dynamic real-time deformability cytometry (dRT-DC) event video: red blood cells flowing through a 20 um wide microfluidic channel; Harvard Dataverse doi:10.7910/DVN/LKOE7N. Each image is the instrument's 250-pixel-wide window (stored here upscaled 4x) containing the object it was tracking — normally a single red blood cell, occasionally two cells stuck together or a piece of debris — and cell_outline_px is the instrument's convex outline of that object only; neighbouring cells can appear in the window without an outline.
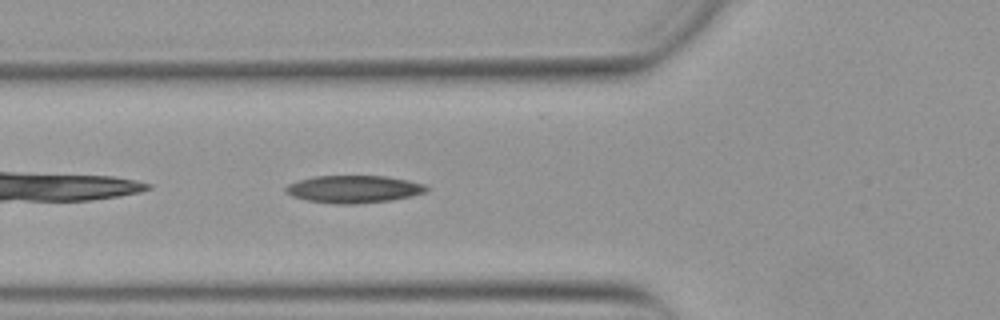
{"species": "Egyptian fruit bat (a non-hibernating species)", "species_latin": "Rousettus aegyptiacus", "temperature_condition": "warm", "stored_images_in_passage": 37, "camera_frame_rate_fps": 3000, "um_per_image_px": 0.085, "animal": {"sex": "female"}, "frame": {"image": 1, "passage_image": 4, "time_ms": 1.0, "image_size_px": [1000, 320], "cell_outline_px": [[428, 188], [424, 192], [412, 196], [392, 200], [356, 204], [332, 204], [304, 200], [292, 196], [284, 192], [284, 188], [288, 184], [296, 180], [312, 176], [384, 176], [408, 180], [424, 184]], "centroid_in_image_um": [29.99, 16.08], "position_along_channel_um": 95.8, "area_um2": 22.77}}
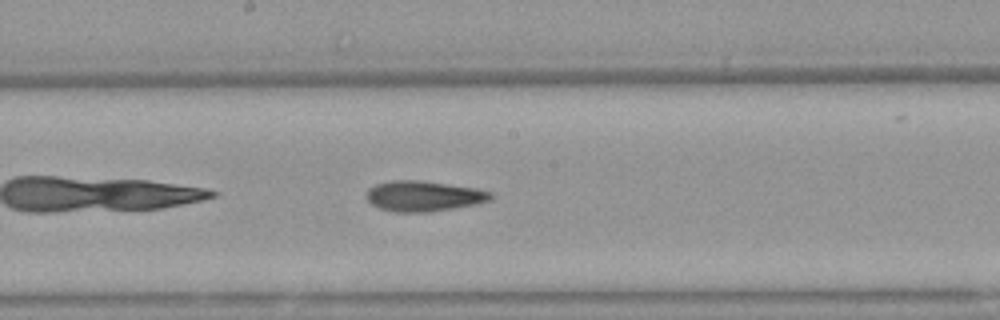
{"frame": {"image": 2, "passage_image": 13, "time_ms": 4.0, "image_size_px": [1000, 320], "cell_outline_px": [[496, 196], [492, 200], [480, 204], [428, 212], [396, 212], [380, 208], [372, 204], [368, 200], [368, 188], [376, 184], [392, 180], [420, 180], [476, 188], [492, 192]], "centroid_in_image_um": [36.09, 16.67], "position_along_channel_um": 212.1, "area_um2": 22.2}}
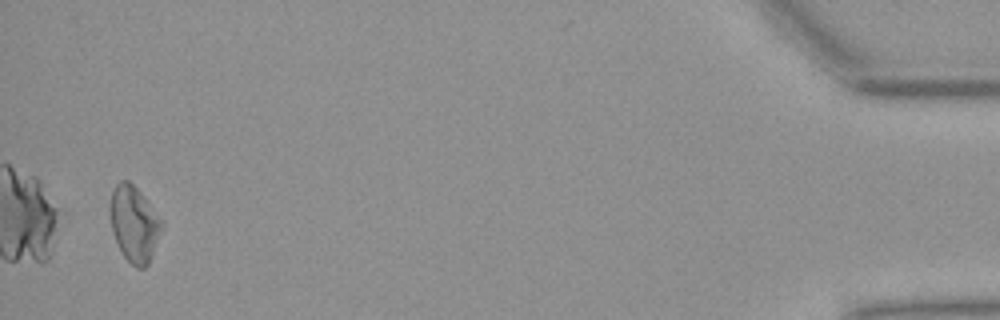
{"frame": {"image": 3, "passage_image": 36, "time_ms": 11.667, "image_size_px": [1000, 320], "cell_outline_px": [[164, 224], [148, 264], [144, 268], [136, 268], [124, 256], [112, 232], [112, 188], [120, 180], [128, 180], [140, 192]], "centroid_in_image_um": [11.42, 19.04], "position_along_channel_um": 423.8, "area_um2": 22.02}, "authors_computed_cell_mechanics": {"area_um2": 22.0796, "velocity_mm_per_s": 3.8764, "shape_relaxation_time_tau1_ms": null, "shape_relaxation_time_tau2_ms": 4.057, "deformation_change_tau1": null, "deformation_change_tau2": 0.1287}}